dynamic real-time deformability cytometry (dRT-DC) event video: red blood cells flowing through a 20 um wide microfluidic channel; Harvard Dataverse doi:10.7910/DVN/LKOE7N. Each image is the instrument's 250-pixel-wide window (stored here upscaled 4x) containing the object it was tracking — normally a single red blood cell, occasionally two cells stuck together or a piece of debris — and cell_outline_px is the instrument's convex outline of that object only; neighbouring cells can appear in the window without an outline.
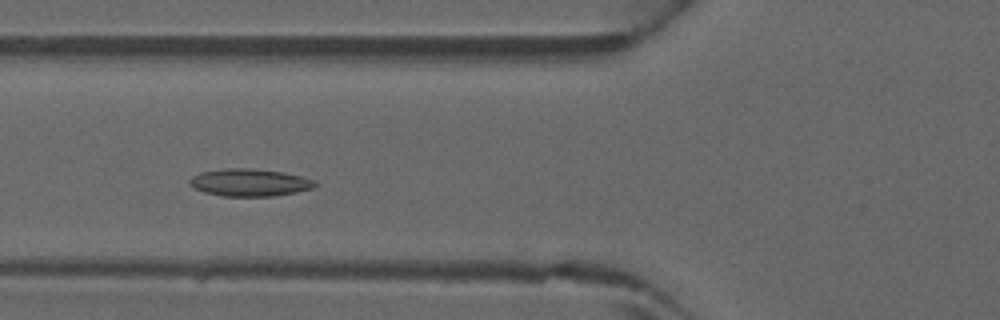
{"species": "common noctule bat (a hibernating species)", "species_latin": "Nyctalus noctula", "temperature_condition": "warm", "stored_images_in_passage": 39, "camera_frame_rate_fps": 3000, "um_per_image_px": 0.085, "animal": {"sex": "male", "forearm_length_mm": 52.5}, "frame": {"image": 1, "passage_image": 12, "time_ms": 3.667, "image_size_px": [1000, 320], "cell_outline_px": [[316, 184], [312, 188], [296, 192], [272, 196], [224, 196], [204, 192], [188, 184], [188, 180], [192, 176], [200, 172], [224, 168], [248, 168], [280, 172], [300, 176], [312, 180]], "centroid_in_image_um": [21.15, 15.51], "position_along_channel_um": 104.7, "area_um2": 19.77}}
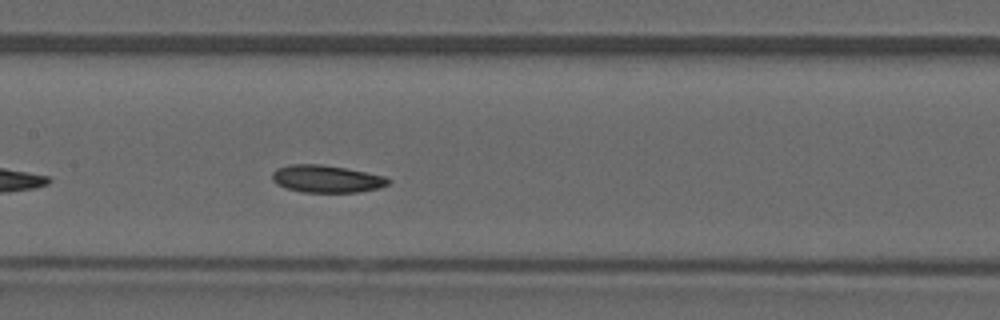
{"frame": {"image": 2, "passage_image": 17, "time_ms": 5.333, "image_size_px": [1000, 320], "cell_outline_px": [[392, 180], [388, 184], [380, 188], [356, 192], [304, 192], [288, 188], [276, 184], [272, 180], [272, 172], [276, 168], [292, 164], [320, 164], [344, 168], [384, 176]], "centroid_in_image_um": [27.74, 15.2], "position_along_channel_um": 179.7, "area_um2": 18.38}}
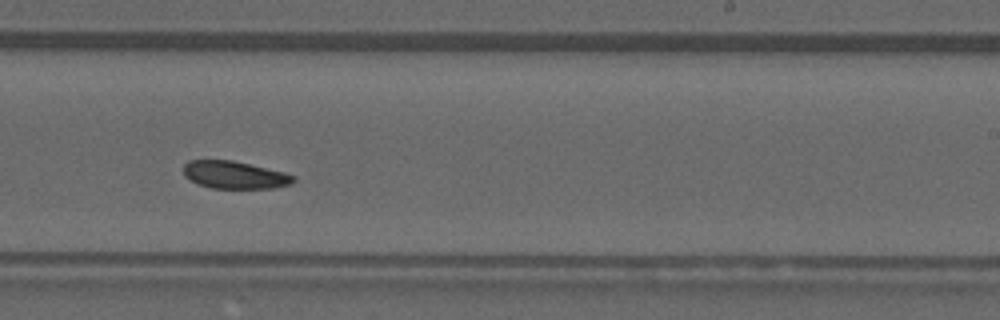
{"frame": {"image": 3, "passage_image": 23, "time_ms": 7.333, "image_size_px": [1000, 320], "cell_outline_px": [[296, 180], [292, 184], [272, 188], [212, 188], [196, 184], [184, 176], [184, 164], [188, 160], [232, 160], [284, 172], [296, 176]], "centroid_in_image_um": [19.94, 14.87], "position_along_channel_um": 269.1, "area_um2": 17.74}}